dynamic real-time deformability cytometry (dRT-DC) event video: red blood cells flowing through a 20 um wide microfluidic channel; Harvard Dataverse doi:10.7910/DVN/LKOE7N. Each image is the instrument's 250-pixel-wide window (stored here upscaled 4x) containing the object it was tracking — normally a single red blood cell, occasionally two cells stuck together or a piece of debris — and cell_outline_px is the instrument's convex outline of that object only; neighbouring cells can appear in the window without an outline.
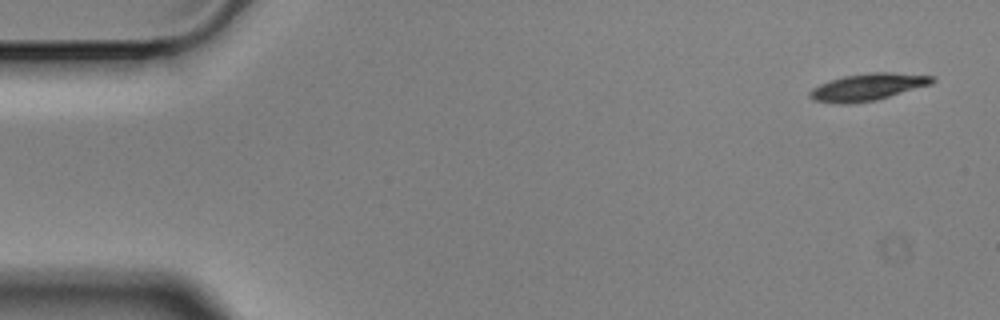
{"species": "Egyptian fruit bat (a non-hibernating species)", "species_latin": "Rousettus aegyptiacus", "temperature_condition": "cold", "stored_images_in_passage": 4, "camera_frame_rate_fps": 3000, "um_per_image_px": 0.085, "animal": {"sex": "male"}, "frame": {"image": 1, "passage_image": 1, "time_ms": 0.0, "image_size_px": [1000, 320], "cell_outline_px": [[936, 80], [932, 84], [876, 100], [852, 104], [840, 104], [812, 100], [808, 96], [808, 92], [812, 88], [820, 84], [844, 76], [872, 72], [888, 72], [932, 76]], "centroid_in_image_um": [73.73, 7.41], "position_along_channel_um": 11.3, "area_um2": 19.25}}
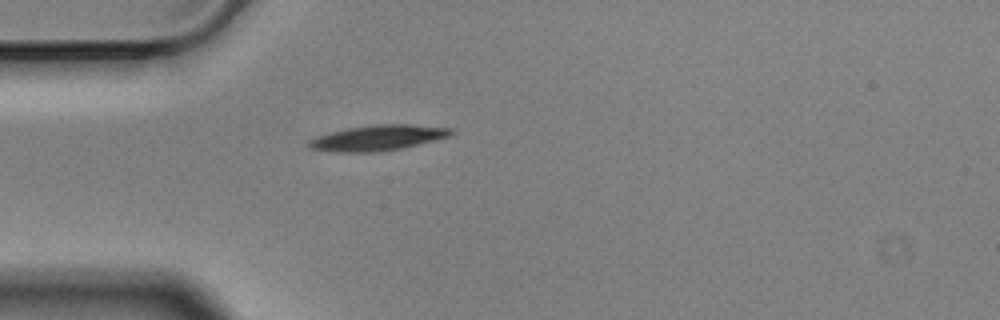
{"frame": {"image": 2, "passage_image": 4, "time_ms": 1.0, "image_size_px": [1000, 320], "cell_outline_px": [[452, 136], [400, 148], [380, 152], [336, 152], [308, 148], [308, 140], [316, 136], [348, 128], [376, 124], [408, 124], [452, 128]], "centroid_in_image_um": [32.1, 11.72], "position_along_channel_um": 52.9, "area_um2": 20.98}}